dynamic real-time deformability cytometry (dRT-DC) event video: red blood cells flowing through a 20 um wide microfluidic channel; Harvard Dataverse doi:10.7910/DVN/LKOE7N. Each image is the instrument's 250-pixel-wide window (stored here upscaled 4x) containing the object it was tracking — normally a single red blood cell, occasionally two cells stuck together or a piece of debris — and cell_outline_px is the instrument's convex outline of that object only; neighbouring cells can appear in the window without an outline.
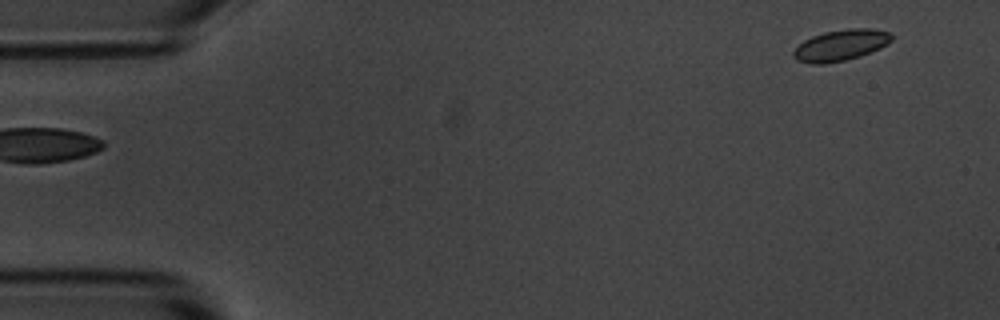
{"species": "common noctule bat (a hibernating species)", "species_latin": "Nyctalus noctula", "temperature_condition": "room temperature", "stored_images_in_passage": 5, "segment_of_instrument_passage": [2, 2], "camera_frame_rate_fps": 3000, "um_per_image_px": 0.085, "animal": {"sex": "male", "body_mass_g": 20.1, "forearm_length_mm": 53.5}, "frame": {"image": 1, "passage_image": 5, "time_ms": 5.667, "image_size_px": [1000, 320], "cell_outline_px": [[892, 40], [888, 44], [880, 48], [860, 56], [844, 60], [824, 64], [812, 64], [796, 60], [792, 56], [792, 52], [804, 40], [812, 36], [824, 32], [848, 28], [872, 28], [888, 32], [892, 36]], "centroid_in_image_um": [71.45, 3.84], "position_along_channel_um": 13.6, "area_um2": 17.8}}